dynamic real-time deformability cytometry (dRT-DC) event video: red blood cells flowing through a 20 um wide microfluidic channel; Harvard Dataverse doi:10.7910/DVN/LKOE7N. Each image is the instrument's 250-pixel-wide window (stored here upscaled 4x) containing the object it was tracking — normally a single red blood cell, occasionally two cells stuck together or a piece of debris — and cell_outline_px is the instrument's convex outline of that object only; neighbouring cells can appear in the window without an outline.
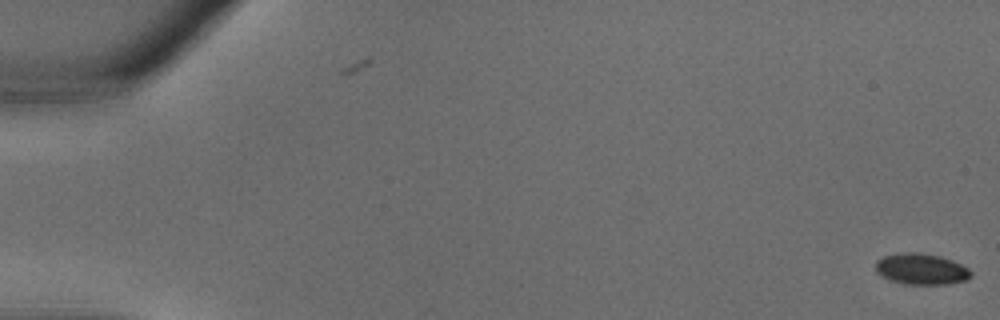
{"species": "common noctule bat (a hibernating species)", "species_latin": "Nyctalus noctula", "temperature_condition": "warm", "stored_images_in_passage": 2, "camera_frame_rate_fps": 3000, "um_per_image_px": 0.085, "animal": {"sex": "male", "body_mass_g": 18.8}, "frame": {"image": 1, "passage_image": 2, "time_ms": 0.333, "image_size_px": [1000, 320], "cell_outline_px": [[972, 276], [964, 280], [948, 284], [904, 284], [888, 280], [880, 276], [876, 272], [876, 260], [884, 256], [904, 252], [920, 252], [940, 256], [952, 260], [968, 268], [972, 272]], "centroid_in_image_um": [78.28, 22.87], "position_along_channel_um": 6.7, "area_um2": 17.4}}